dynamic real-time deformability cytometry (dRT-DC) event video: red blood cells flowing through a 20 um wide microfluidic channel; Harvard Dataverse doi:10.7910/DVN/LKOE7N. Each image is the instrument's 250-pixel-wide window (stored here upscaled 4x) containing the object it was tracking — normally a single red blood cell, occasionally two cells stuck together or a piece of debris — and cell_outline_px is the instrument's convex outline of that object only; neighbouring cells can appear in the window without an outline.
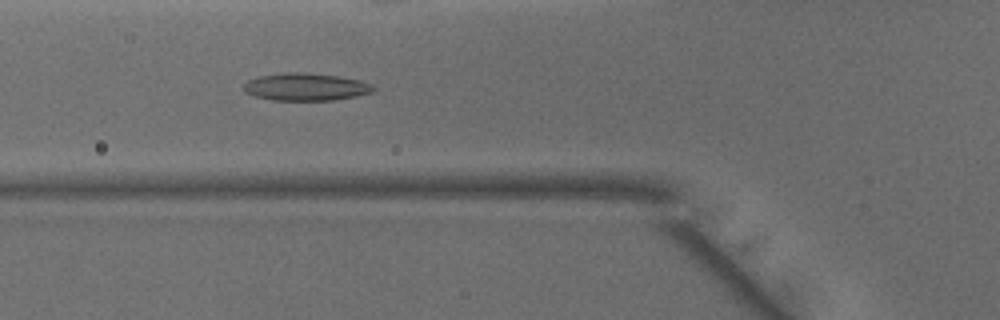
{"species": "common noctule bat (a hibernating species)", "species_latin": "Nyctalus noctula", "temperature_condition": "warm", "stored_images_in_passage": 48, "camera_frame_rate_fps": 3000, "um_per_image_px": 0.085, "animal": {"sex": "male", "body_mass_g": 15.6}, "frame": {"image": 1, "passage_image": 17, "time_ms": 5.333, "image_size_px": [1000, 320], "cell_outline_px": [[376, 88], [372, 92], [356, 96], [332, 100], [272, 100], [256, 96], [244, 92], [244, 84], [248, 80], [260, 76], [292, 72], [308, 72], [336, 76], [360, 80], [372, 84]], "centroid_in_image_um": [26.01, 7.38], "position_along_channel_um": 99.8, "area_um2": 20.63}}
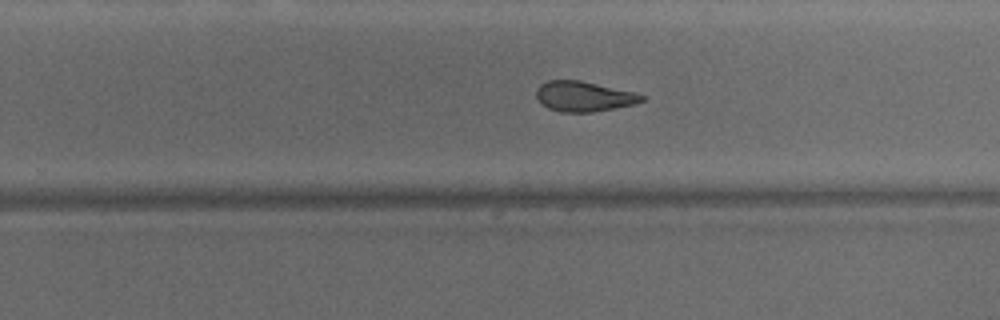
{"frame": {"image": 2, "passage_image": 30, "time_ms": 9.667, "image_size_px": [1000, 320], "cell_outline_px": [[648, 96], [644, 100], [636, 104], [592, 112], [560, 112], [548, 108], [536, 96], [536, 88], [540, 84], [548, 80], [580, 80], [636, 92]], "centroid_in_image_um": [49.67, 8.18], "position_along_channel_um": 280.1, "area_um2": 18.67}}
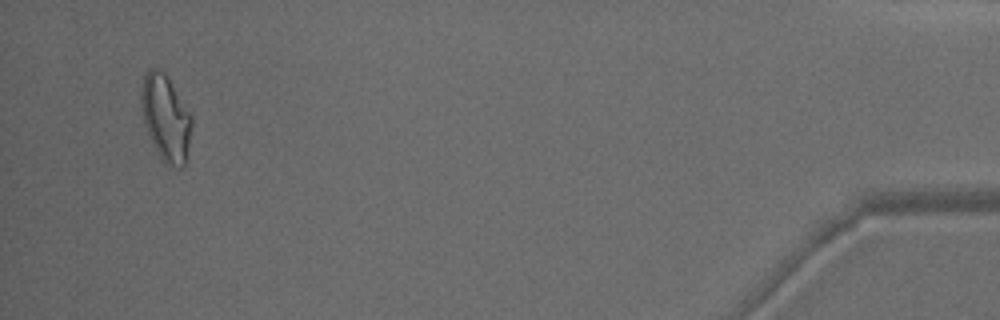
{"frame": {"image": 3, "passage_image": 46, "time_ms": 15.0, "image_size_px": [1000, 320], "cell_outline_px": [[192, 128], [184, 164], [180, 168], [176, 168], [164, 164], [152, 144], [144, 124], [140, 108], [140, 88], [144, 72], [148, 68], [160, 68], [168, 76], [192, 116]], "centroid_in_image_um": [14.05, 9.98], "position_along_channel_um": 421.2, "area_um2": 25.89}, "authors_computed_cell_mechanics": {"area_um2": 21.0103, "velocity_mm_per_s": 4.1556, "shape_relaxation_time_tau1_ms": null, "shape_relaxation_time_tau2_ms": 4.1999, "deformation_change_tau1": null, "deformation_change_tau2": 0.1414}}